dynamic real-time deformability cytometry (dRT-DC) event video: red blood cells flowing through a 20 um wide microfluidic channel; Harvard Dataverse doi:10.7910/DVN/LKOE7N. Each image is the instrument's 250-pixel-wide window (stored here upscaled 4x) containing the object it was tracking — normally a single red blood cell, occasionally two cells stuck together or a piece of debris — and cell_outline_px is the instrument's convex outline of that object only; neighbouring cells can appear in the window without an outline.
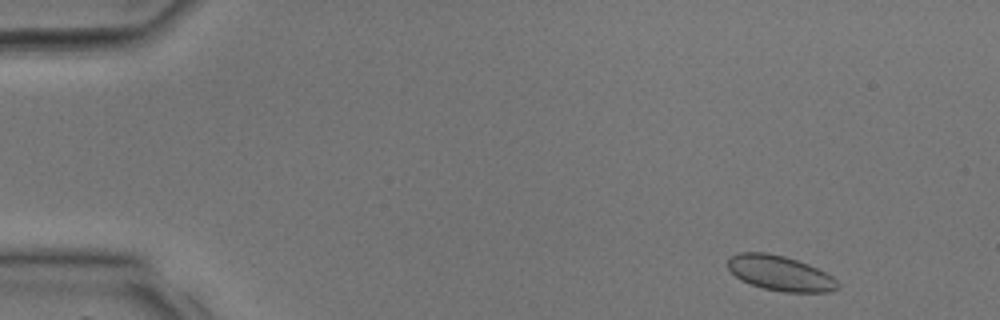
{"species": "common noctule bat (a hibernating species)", "species_latin": "Nyctalus noctula", "temperature_condition": "room temperature", "stored_images_in_passage": 9, "camera_frame_rate_fps": 3000, "um_per_image_px": 0.085, "animal": {"sex": "male", "body_mass_g": 17.9, "forearm_length_mm": 54.2}, "frame": {"image": 1, "passage_image": 2, "time_ms": 0.333, "image_size_px": [1000, 320], "cell_outline_px": [[840, 288], [832, 292], [784, 292], [764, 288], [740, 280], [728, 268], [728, 256], [740, 252], [768, 252], [784, 256], [808, 264], [832, 276], [840, 284]], "centroid_in_image_um": [66.31, 23.22], "position_along_channel_um": 18.7, "area_um2": 22.48}}